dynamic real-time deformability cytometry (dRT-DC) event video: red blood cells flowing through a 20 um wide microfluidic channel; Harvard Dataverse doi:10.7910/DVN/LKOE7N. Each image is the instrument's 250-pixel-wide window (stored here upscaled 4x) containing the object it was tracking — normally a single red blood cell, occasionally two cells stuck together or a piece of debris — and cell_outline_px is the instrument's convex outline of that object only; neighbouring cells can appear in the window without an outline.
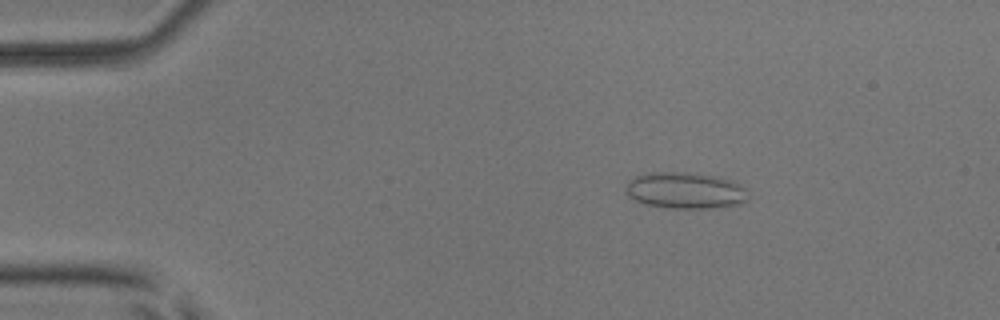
{"species": "common noctule bat (a hibernating species)", "species_latin": "Nyctalus noctula", "temperature_condition": "room temperature", "stored_images_in_passage": 51, "camera_frame_rate_fps": 3000, "um_per_image_px": 0.085, "animal": {"sex": "male", "body_mass_g": 17.9, "forearm_length_mm": 54.2}, "frame": {"image": 1, "passage_image": 7, "time_ms": 2.0, "image_size_px": [1000, 320], "cell_outline_px": [[744, 200], [740, 204], [716, 208], [672, 208], [644, 204], [628, 196], [624, 188], [628, 180], [636, 176], [648, 172], [688, 172], [720, 176], [740, 184], [744, 188]], "centroid_in_image_um": [58.19, 16.18], "position_along_channel_um": 26.8, "area_um2": 26.01}}
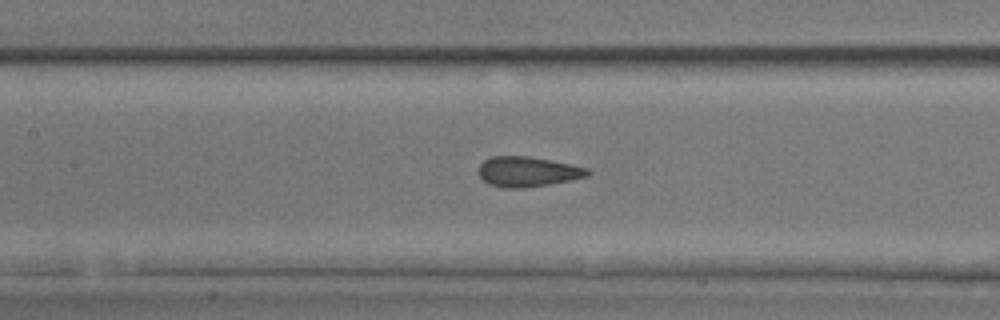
{"frame": {"image": 2, "passage_image": 23, "time_ms": 7.333, "image_size_px": [1000, 320], "cell_outline_px": [[592, 172], [588, 176], [572, 180], [548, 184], [520, 188], [504, 188], [488, 184], [480, 176], [480, 164], [484, 160], [492, 156], [528, 156], [552, 160], [572, 164], [588, 168]], "centroid_in_image_um": [44.89, 14.58], "position_along_channel_um": 162.5, "area_um2": 19.13}}
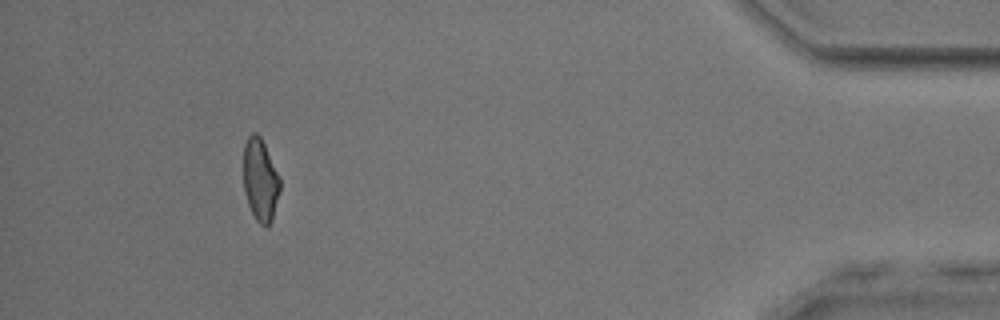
{"frame": {"image": 3, "passage_image": 47, "time_ms": 15.333, "image_size_px": [1000, 320], "cell_outline_px": [[280, 192], [272, 220], [268, 228], [264, 228], [256, 220], [248, 204], [244, 192], [244, 144], [248, 136], [252, 132], [256, 132], [260, 136], [280, 176]], "centroid_in_image_um": [22.14, 15.32], "position_along_channel_um": 413.1, "area_um2": 17.74}, "authors_computed_cell_mechanics": {"area_um2": 19.1318, "velocity_mm_per_s": 3.8869, "shape_relaxation_time_tau1_ms": null, "shape_relaxation_time_tau2_ms": 0.7956, "deformation_change_tau1": null, "deformation_change_tau2": 0.0632}}